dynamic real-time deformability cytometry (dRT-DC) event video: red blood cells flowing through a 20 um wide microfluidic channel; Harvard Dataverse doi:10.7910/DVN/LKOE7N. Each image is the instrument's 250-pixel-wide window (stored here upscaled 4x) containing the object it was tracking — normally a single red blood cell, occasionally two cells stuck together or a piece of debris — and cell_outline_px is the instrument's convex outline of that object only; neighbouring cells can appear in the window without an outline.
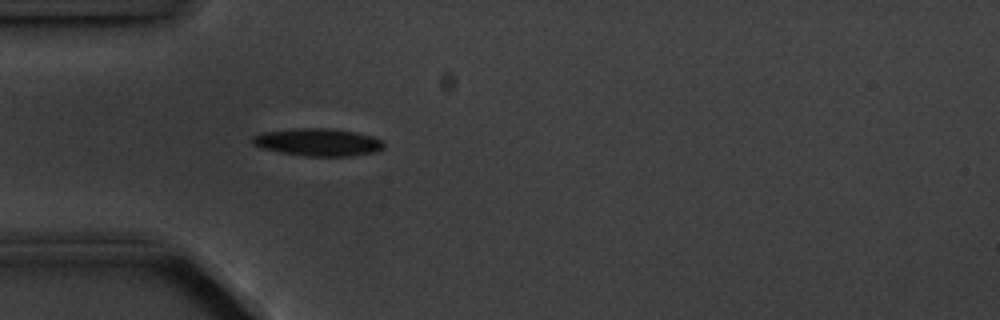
{"species": "common noctule bat (a hibernating species)", "species_latin": "Nyctalus noctula", "temperature_condition": "cold", "stored_images_in_passage": 2, "camera_frame_rate_fps": 3000, "um_per_image_px": 0.085, "animal": {"sex": "male", "body_mass_g": 20.1, "forearm_length_mm": 53.5}, "frame": {"image": 1, "passage_image": 2, "time_ms": 1.0, "image_size_px": [1000, 320], "cell_outline_px": [[384, 148], [376, 152], [352, 156], [304, 156], [280, 152], [260, 148], [252, 144], [252, 136], [264, 132], [292, 128], [328, 128], [356, 132], [372, 136], [384, 140]], "centroid_in_image_um": [27.04, 12.09], "position_along_channel_um": 58.0, "area_um2": 21.33}}